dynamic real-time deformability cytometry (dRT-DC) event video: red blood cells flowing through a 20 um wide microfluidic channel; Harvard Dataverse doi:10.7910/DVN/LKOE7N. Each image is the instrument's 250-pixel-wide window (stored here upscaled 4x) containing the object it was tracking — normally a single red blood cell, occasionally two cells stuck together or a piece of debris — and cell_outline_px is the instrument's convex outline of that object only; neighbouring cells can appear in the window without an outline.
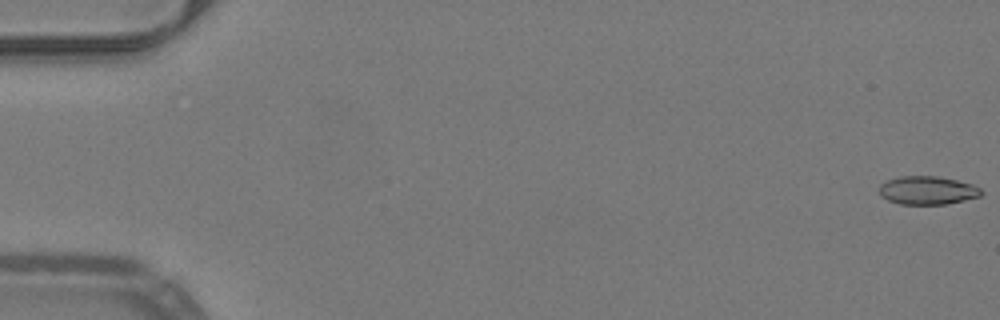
{"species": "common noctule bat (a hibernating species)", "species_latin": "Nyctalus noctula", "temperature_condition": "warm", "stored_images_in_passage": 52, "camera_frame_rate_fps": 3000, "um_per_image_px": 0.085, "animal": {"sex": "male", "body_mass_g": 19.2, "forearm_length_mm": 51.8}, "frame": {"image": 1, "passage_image": 1, "time_ms": 0.0, "image_size_px": [1000, 320], "cell_outline_px": [[984, 192], [980, 196], [948, 204], [900, 204], [888, 200], [880, 196], [880, 184], [888, 180], [900, 176], [940, 176], [972, 184], [980, 188]], "centroid_in_image_um": [78.84, 16.18], "position_along_channel_um": 6.2, "area_um2": 16.88}}
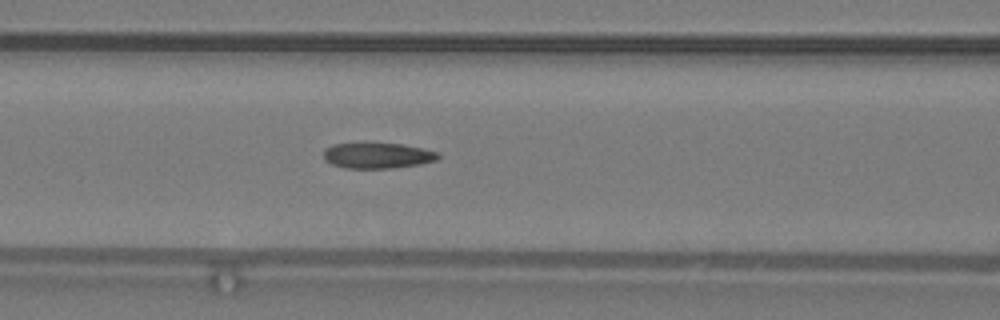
{"frame": {"image": 2, "passage_image": 23, "time_ms": 7.333, "image_size_px": [1000, 320], "cell_outline_px": [[440, 156], [436, 160], [420, 164], [392, 168], [344, 168], [332, 164], [324, 160], [324, 148], [332, 144], [368, 140], [400, 144], [420, 148], [436, 152]], "centroid_in_image_um": [31.99, 13.17], "position_along_channel_um": 134.6, "area_um2": 17.8}}
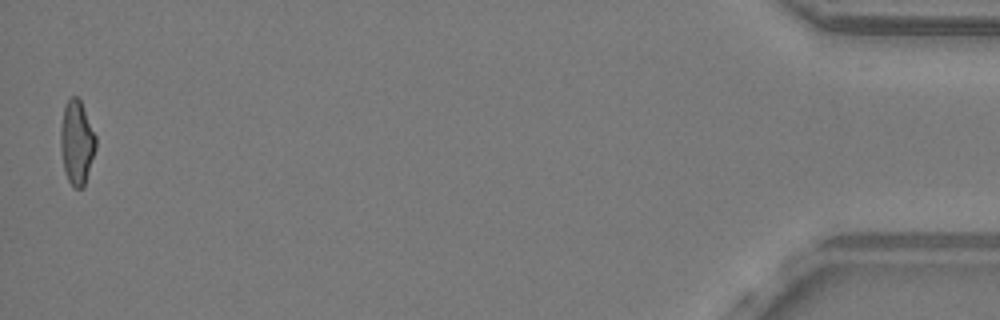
{"frame": {"image": 3, "passage_image": 52, "time_ms": 17.0, "image_size_px": [1000, 320], "cell_outline_px": [[96, 148], [84, 188], [72, 188], [64, 172], [60, 148], [60, 128], [64, 108], [68, 100], [72, 96], [76, 96], [80, 100], [96, 136]], "centroid_in_image_um": [6.52, 12.16], "position_along_channel_um": 428.7, "area_um2": 17.4}, "authors_computed_cell_mechanics": {"area_um2": 17.6579, "velocity_mm_per_s": 4.0213, "shape_relaxation_time_tau1_ms": 8.9755, "shape_relaxation_time_tau2_ms": 2.17, "deformation_change_tau1": 0.2263, "deformation_change_tau2": 0.107}}